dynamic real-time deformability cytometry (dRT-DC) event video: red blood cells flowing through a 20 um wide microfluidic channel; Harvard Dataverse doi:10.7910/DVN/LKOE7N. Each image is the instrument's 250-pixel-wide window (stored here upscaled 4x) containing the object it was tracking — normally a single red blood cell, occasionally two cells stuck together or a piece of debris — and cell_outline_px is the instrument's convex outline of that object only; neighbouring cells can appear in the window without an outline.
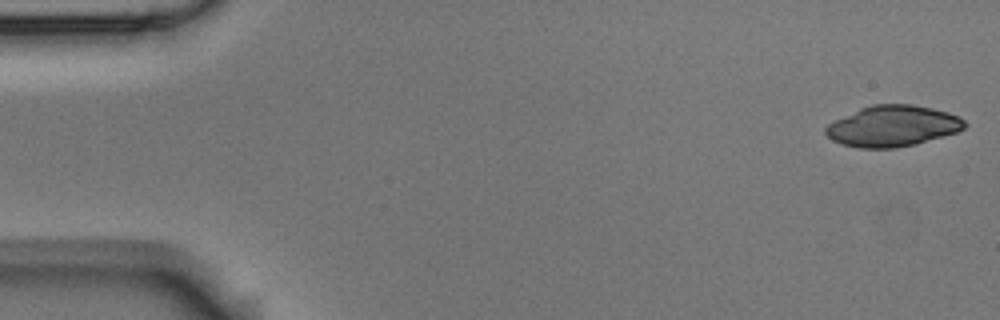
{"species": "Egyptian fruit bat (a non-hibernating species)", "species_latin": "Rousettus aegyptiacus", "temperature_condition": "room temperature", "stored_images_in_passage": 5, "camera_frame_rate_fps": 3000, "um_per_image_px": 0.085, "animal": {"sex": "male"}, "frame": {"image": 1, "passage_image": 1, "time_ms": 0.0, "image_size_px": [1000, 320], "cell_outline_px": [[968, 124], [964, 128], [956, 132], [916, 144], [896, 148], [860, 148], [840, 144], [832, 140], [824, 132], [824, 128], [828, 124], [860, 108], [872, 104], [912, 104], [932, 108], [948, 112], [960, 116]], "centroid_in_image_um": [75.88, 10.71], "position_along_channel_um": 9.1, "area_um2": 33.23}}